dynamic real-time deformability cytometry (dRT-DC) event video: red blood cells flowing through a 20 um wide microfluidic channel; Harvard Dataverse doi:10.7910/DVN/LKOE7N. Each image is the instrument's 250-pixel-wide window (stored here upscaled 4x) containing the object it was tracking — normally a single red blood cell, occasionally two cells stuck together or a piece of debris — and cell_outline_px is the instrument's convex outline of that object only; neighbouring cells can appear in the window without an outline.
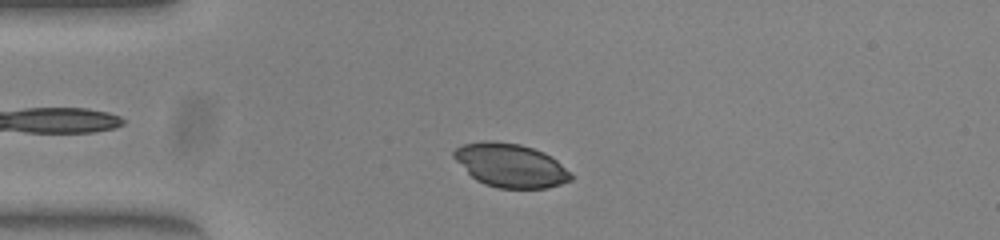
{"species": "common noctule bat (a hibernating species)", "species_latin": "Nyctalus noctula", "temperature_condition": "warm", "stored_images_in_passage": 44, "camera_frame_rate_fps": 3000, "um_per_image_px": 0.085, "animal": {"sex": "female", "body_mass_g": 23.0, "forearm_length_mm": 53.4}, "frame": {"image": 1, "passage_image": 5, "time_ms": 1.333, "image_size_px": [1000, 240], "cell_outline_px": [[576, 176], [572, 180], [548, 188], [496, 188], [484, 184], [476, 180], [452, 156], [452, 152], [456, 148], [464, 144], [484, 140], [488, 140], [520, 144], [544, 152], [552, 156]], "centroid_in_image_um": [43.43, 14.06], "position_along_channel_um": 41.6, "area_um2": 29.94}}
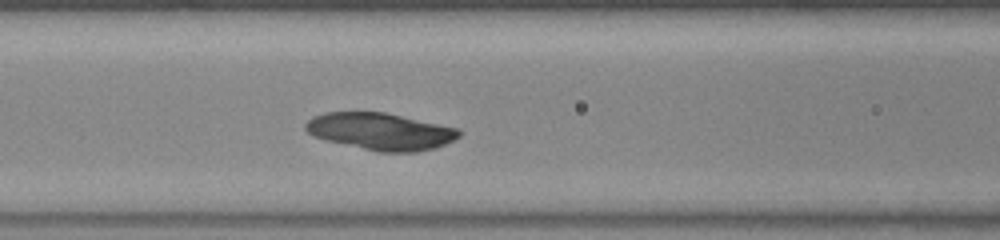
{"frame": {"image": 2, "passage_image": 14, "time_ms": 4.333, "image_size_px": [1000, 240], "cell_outline_px": [[460, 136], [436, 148], [416, 152], [380, 152], [328, 140], [312, 136], [304, 128], [304, 124], [312, 116], [324, 112], [384, 112], [456, 128], [460, 132]], "centroid_in_image_um": [32.3, 11.16], "position_along_channel_um": 134.3, "area_um2": 32.71}}